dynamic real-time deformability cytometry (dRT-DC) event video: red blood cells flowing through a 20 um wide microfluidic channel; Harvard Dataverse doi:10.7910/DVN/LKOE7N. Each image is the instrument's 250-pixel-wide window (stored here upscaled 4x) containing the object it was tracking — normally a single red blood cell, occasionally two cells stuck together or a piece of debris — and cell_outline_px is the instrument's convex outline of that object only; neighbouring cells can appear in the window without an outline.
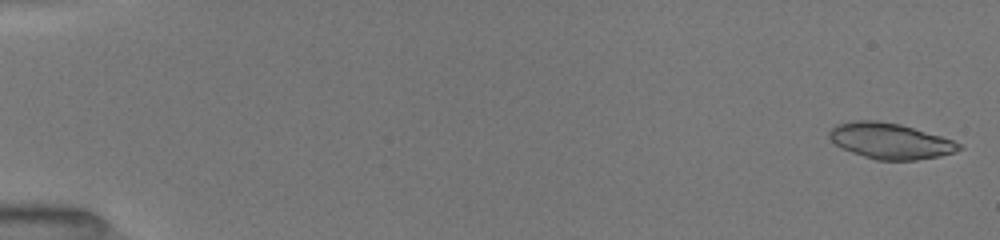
{"species": "common noctule bat (a hibernating species)", "species_latin": "Nyctalus noctula", "temperature_condition": "room temperature", "stored_images_in_passage": 50, "camera_frame_rate_fps": 3000, "um_per_image_px": 0.085, "animal": {"sex": "female", "body_mass_g": 19.5, "forearm_length_mm": 54.1}, "frame": {"image": 1, "passage_image": 1, "time_ms": 0.0, "image_size_px": [1000, 240], "cell_outline_px": [[964, 148], [956, 152], [940, 156], [916, 160], [876, 160], [840, 148], [828, 136], [828, 132], [836, 124], [852, 120], [876, 120], [900, 124], [940, 136], [952, 140], [960, 144]], "centroid_in_image_um": [75.65, 11.98], "position_along_channel_um": 9.3, "area_um2": 27.05}}
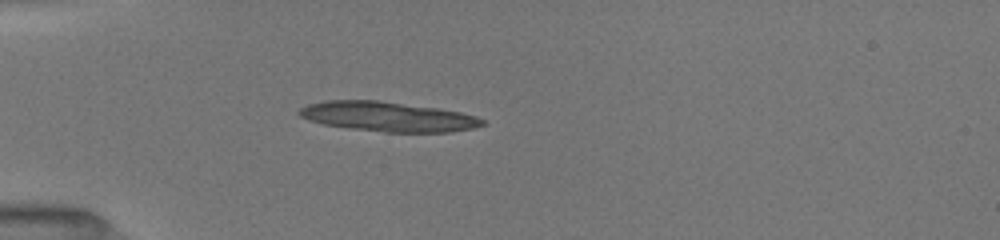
{"frame": {"image": 2, "passage_image": 15, "time_ms": 4.667, "image_size_px": [1000, 240], "cell_outline_px": [[484, 124], [472, 128], [448, 132], [384, 132], [348, 128], [324, 124], [308, 120], [300, 116], [296, 112], [300, 108], [308, 104], [324, 100], [376, 100], [436, 108], [460, 112], [476, 116], [484, 120]], "centroid_in_image_um": [32.91, 9.91], "position_along_channel_um": 52.1, "area_um2": 31.56}}
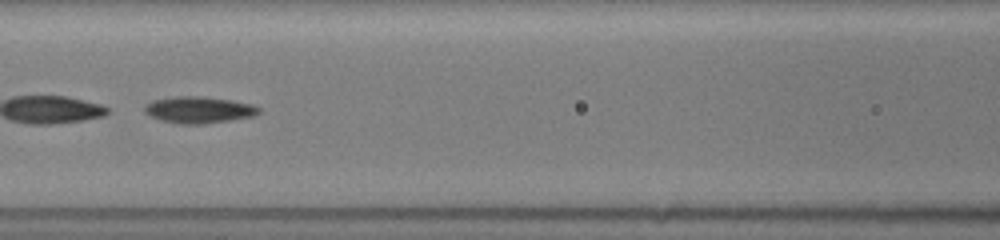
{"frame": {"image": 3, "passage_image": 24, "time_ms": 7.667, "image_size_px": [1000, 240], "cell_outline_px": [[260, 112], [256, 116], [200, 124], [176, 124], [160, 120], [144, 112], [144, 104], [152, 100], [176, 96], [204, 96], [232, 100], [252, 104], [260, 108]], "centroid_in_image_um": [16.89, 9.33], "position_along_channel_um": 149.7, "area_um2": 17.86}, "authors_computed_cell_mechanics": {"area_um2": 26.6747, "velocity_mm_per_s": 4.0485, "shape_relaxation_time_tau1_ms": 5.3992, "shape_relaxation_time_tau2_ms": 4.6527, "deformation_change_tau1": 0.1627, "deformation_change_tau2": 0.132}}